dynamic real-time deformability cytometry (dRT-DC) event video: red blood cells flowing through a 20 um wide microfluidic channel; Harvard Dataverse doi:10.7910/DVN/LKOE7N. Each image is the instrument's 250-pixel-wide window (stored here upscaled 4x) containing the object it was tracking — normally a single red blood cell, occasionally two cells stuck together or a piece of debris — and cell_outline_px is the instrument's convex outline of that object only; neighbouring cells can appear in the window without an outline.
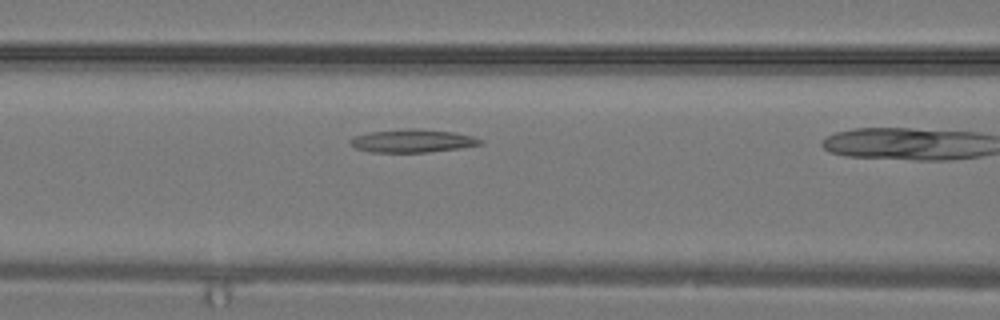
{"species": "common noctule bat (a hibernating species)", "species_latin": "Nyctalus noctula", "temperature_condition": "warm", "stored_images_in_passage": 7, "camera_frame_rate_fps": 3000, "um_per_image_px": 0.085, "animal": {"sex": "male", "body_mass_g": 19.2, "forearm_length_mm": 51.8}, "frame": {"image": 1, "passage_image": 6, "time_ms": 1.667, "image_size_px": [1000, 320], "cell_outline_px": [[484, 144], [460, 148], [428, 152], [372, 152], [356, 148], [348, 144], [348, 140], [352, 136], [368, 132], [408, 128], [416, 128], [452, 132], [472, 136], [484, 140]], "centroid_in_image_um": [35.03, 11.97], "position_along_channel_um": 131.6, "area_um2": 17.69}}